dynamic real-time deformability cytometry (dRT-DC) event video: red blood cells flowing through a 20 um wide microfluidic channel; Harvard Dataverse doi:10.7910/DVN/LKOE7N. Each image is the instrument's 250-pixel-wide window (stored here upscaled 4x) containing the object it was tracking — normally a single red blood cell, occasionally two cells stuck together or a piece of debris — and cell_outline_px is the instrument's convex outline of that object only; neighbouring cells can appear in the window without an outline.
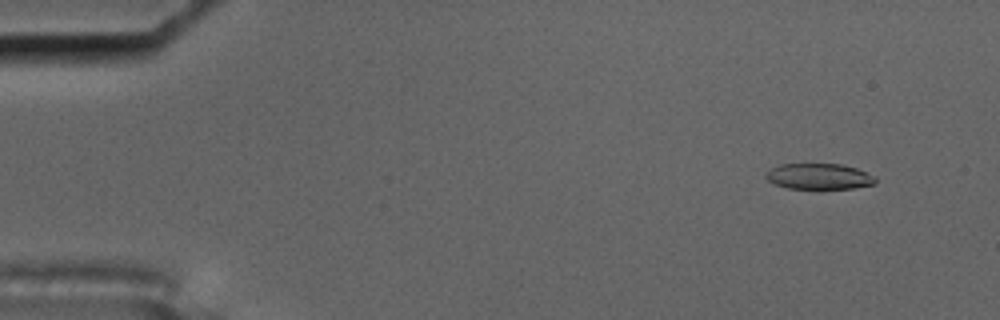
{"species": "common noctule bat (a hibernating species)", "species_latin": "Nyctalus noctula", "temperature_condition": "cold", "stored_images_in_passage": 57, "camera_frame_rate_fps": 3000, "um_per_image_px": 0.085, "animal": {"sex": "male", "body_mass_g": 17.5, "forearm_length_mm": 52.3}, "frame": {"image": 1, "passage_image": 5, "time_ms": 1.333, "image_size_px": [1000, 320], "cell_outline_px": [[876, 184], [852, 188], [788, 188], [776, 184], [768, 180], [764, 176], [772, 168], [780, 164], [840, 164], [856, 168], [876, 176]], "centroid_in_image_um": [69.65, 14.99], "position_along_channel_um": 15.4, "area_um2": 16.3}}
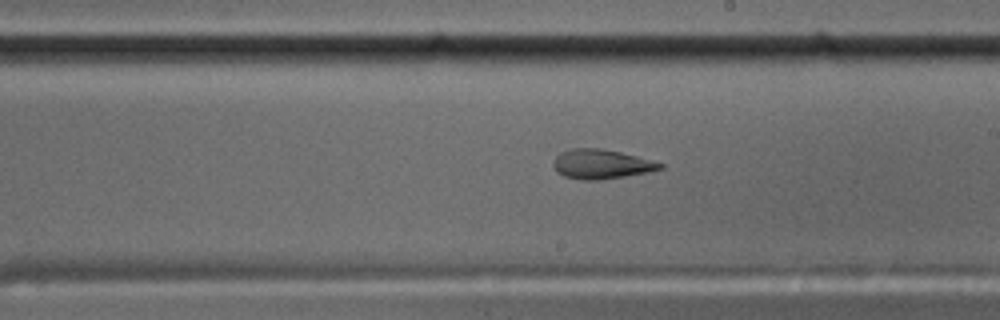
{"frame": {"image": 2, "passage_image": 33, "time_ms": 10.667, "image_size_px": [1000, 320], "cell_outline_px": [[664, 168], [648, 172], [624, 176], [596, 180], [580, 180], [564, 176], [556, 172], [552, 164], [552, 160], [560, 152], [572, 148], [600, 148], [620, 152], [636, 156], [664, 164]], "centroid_in_image_um": [51.06, 13.95], "position_along_channel_um": 237.9, "area_um2": 18.32}}
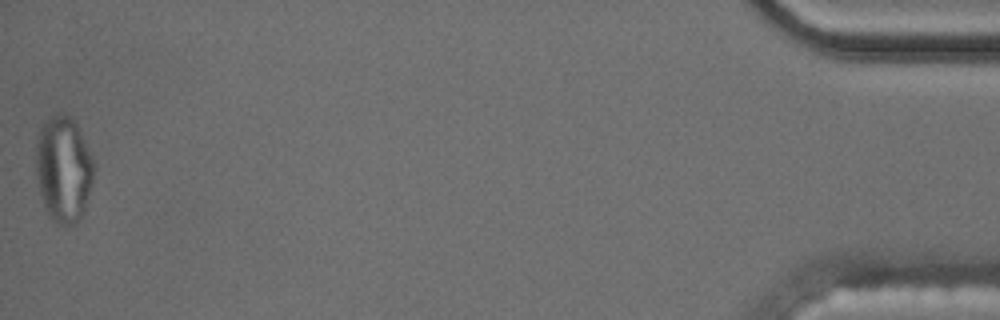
{"frame": {"image": 3, "passage_image": 57, "time_ms": 18.667, "image_size_px": [1000, 320], "cell_outline_px": [[96, 164], [92, 180], [84, 208], [76, 224], [60, 224], [48, 216], [44, 208], [40, 192], [36, 172], [36, 148], [40, 128], [52, 116], [60, 112], [64, 112], [76, 120]], "centroid_in_image_um": [5.41, 14.33], "position_along_channel_um": 429.8, "area_um2": 35.84}, "authors_computed_cell_mechanics": {"area_um2": 18.6116, "velocity_mm_per_s": 3.5514, "shape_relaxation_time_tau1_ms": null, "shape_relaxation_time_tau2_ms": 3.8114, "deformation_change_tau1": null, "deformation_change_tau2": 0.1193}}